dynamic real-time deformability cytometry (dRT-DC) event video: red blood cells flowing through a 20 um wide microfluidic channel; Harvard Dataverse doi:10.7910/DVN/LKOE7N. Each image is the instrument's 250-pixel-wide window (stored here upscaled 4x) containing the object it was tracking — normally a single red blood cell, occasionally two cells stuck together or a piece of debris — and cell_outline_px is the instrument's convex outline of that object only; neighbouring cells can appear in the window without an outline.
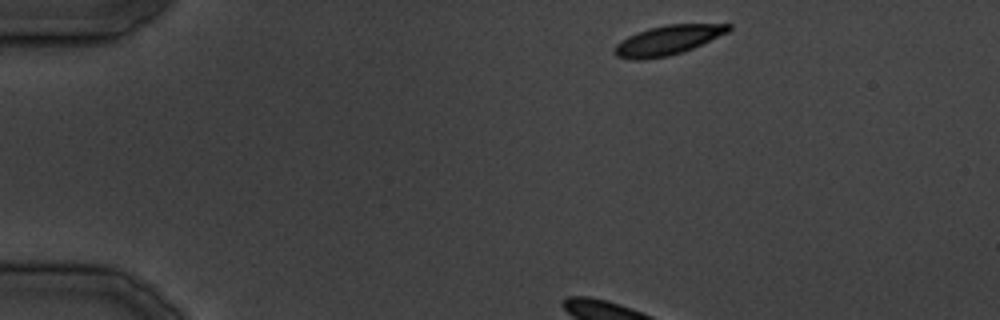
{"species": "common noctule bat (a hibernating species)", "species_latin": "Nyctalus noctula", "temperature_condition": "cold", "stored_images_in_passage": 14, "camera_frame_rate_fps": 3000, "um_per_image_px": 0.085, "animal": {"sex": "male", "body_mass_g": 19.5, "forearm_length_mm": 54.6}, "frame": {"image": 1, "passage_image": 1, "time_ms": 0.0, "image_size_px": [1000, 320], "cell_outline_px": [[732, 28], [728, 32], [692, 48], [668, 56], [644, 60], [632, 60], [616, 56], [612, 52], [616, 44], [620, 40], [628, 36], [648, 28], [668, 24], [732, 24]], "centroid_in_image_um": [56.71, 3.42], "position_along_channel_um": 28.3, "area_um2": 19.54}}